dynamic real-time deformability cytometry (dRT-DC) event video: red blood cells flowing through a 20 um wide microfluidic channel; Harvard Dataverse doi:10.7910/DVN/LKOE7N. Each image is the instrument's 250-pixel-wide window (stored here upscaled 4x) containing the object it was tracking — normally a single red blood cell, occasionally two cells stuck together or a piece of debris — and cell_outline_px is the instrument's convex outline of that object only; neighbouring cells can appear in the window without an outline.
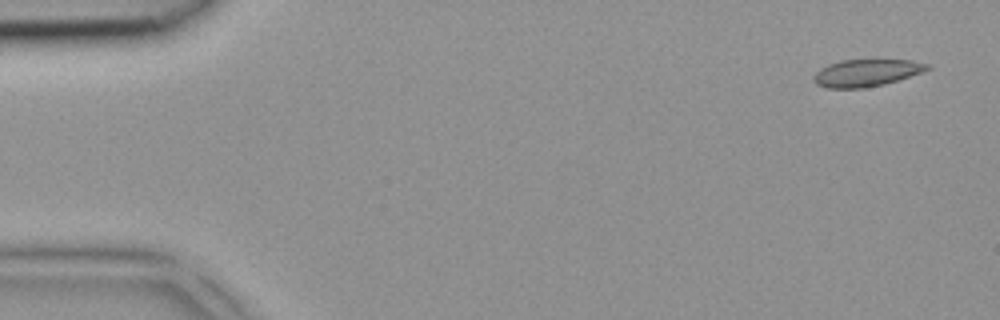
{"species": "common noctule bat (a hibernating species)", "species_latin": "Nyctalus noctula", "temperature_condition": "room temperature", "stored_images_in_passage": 3, "camera_frame_rate_fps": 3000, "um_per_image_px": 0.085, "animal": {"sex": "female", "body_mass_g": 18.4}, "frame": {"image": 1, "passage_image": 1, "time_ms": 0.0, "image_size_px": [1000, 320], "cell_outline_px": [[932, 68], [884, 84], [860, 88], [828, 88], [816, 84], [812, 80], [812, 76], [820, 68], [828, 64], [840, 60], [912, 60], [928, 64]], "centroid_in_image_um": [73.58, 6.19], "position_along_channel_um": 11.4, "area_um2": 17.8}}
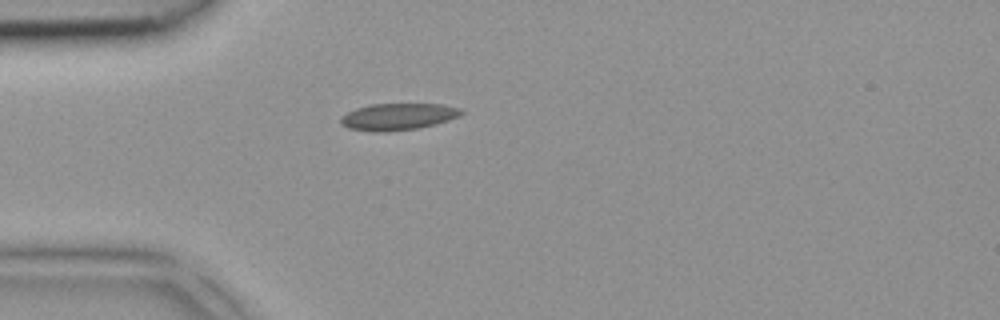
{"frame": {"image": 2, "passage_image": 3, "time_ms": 0.667, "image_size_px": [1000, 320], "cell_outline_px": [[464, 112], [460, 116], [436, 124], [416, 128], [384, 132], [372, 132], [348, 128], [340, 124], [340, 116], [356, 108], [372, 104], [444, 104], [460, 108]], "centroid_in_image_um": [33.82, 9.92], "position_along_channel_um": 51.2, "area_um2": 18.9}}